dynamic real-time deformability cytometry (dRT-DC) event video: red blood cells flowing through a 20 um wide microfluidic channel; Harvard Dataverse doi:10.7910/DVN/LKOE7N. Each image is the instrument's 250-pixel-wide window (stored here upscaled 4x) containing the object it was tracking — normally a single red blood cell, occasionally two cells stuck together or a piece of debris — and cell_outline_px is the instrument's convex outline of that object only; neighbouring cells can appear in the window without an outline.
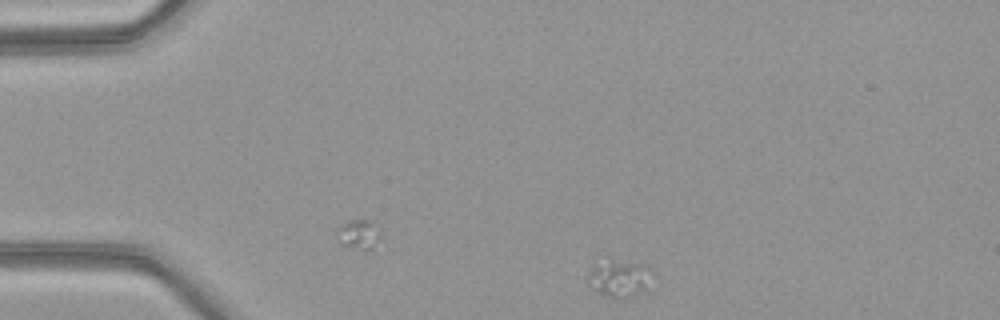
{"species": "common noctule bat (a hibernating species)", "species_latin": "Nyctalus noctula", "temperature_condition": "warm", "stored_images_in_passage": 3, "camera_frame_rate_fps": 3000, "um_per_image_px": 0.085, "animal": {"sex": "female", "body_mass_g": 21.9}, "frame": {"image": 1, "passage_image": 3, "time_ms": 0.667, "image_size_px": [1000, 320], "cell_outline_px": [[652, 272], [644, 292], [624, 300], [596, 292], [588, 284], [588, 276], [592, 264], [644, 264], [652, 268]], "centroid_in_image_um": [52.66, 23.75], "position_along_channel_um": 32.3, "area_um2": 13.24}}